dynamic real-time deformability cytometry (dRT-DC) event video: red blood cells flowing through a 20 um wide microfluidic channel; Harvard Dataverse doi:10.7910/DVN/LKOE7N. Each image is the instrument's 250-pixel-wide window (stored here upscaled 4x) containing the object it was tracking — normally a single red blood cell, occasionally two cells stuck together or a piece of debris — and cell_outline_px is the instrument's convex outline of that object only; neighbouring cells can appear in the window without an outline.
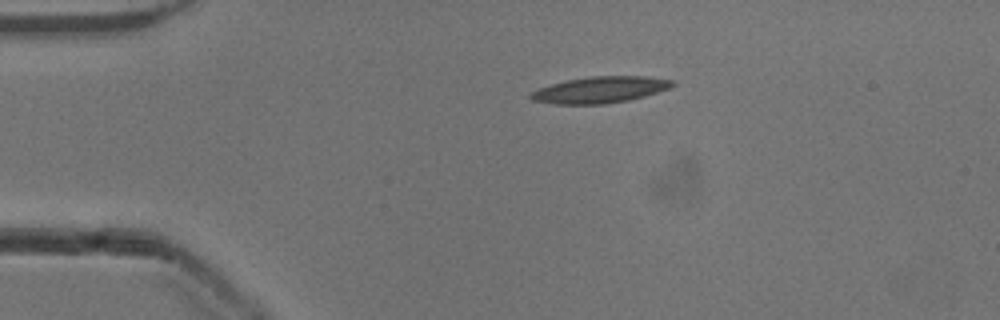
{"species": "common noctule bat (a hibernating species)", "species_latin": "Nyctalus noctula", "temperature_condition": "cold", "stored_images_in_passage": 43, "camera_frame_rate_fps": 3000, "um_per_image_px": 0.085, "animal": {"sex": "male", "body_mass_g": 13.3}, "frame": {"image": 1, "passage_image": 1, "time_ms": 0.0, "image_size_px": [1000, 320], "cell_outline_px": [[676, 84], [668, 88], [644, 96], [628, 100], [604, 104], [556, 104], [532, 100], [528, 96], [532, 92], [540, 88], [552, 84], [568, 80], [592, 76], [644, 76], [676, 80]], "centroid_in_image_um": [51.03, 7.63], "position_along_channel_um": 34.0, "area_um2": 21.56}}
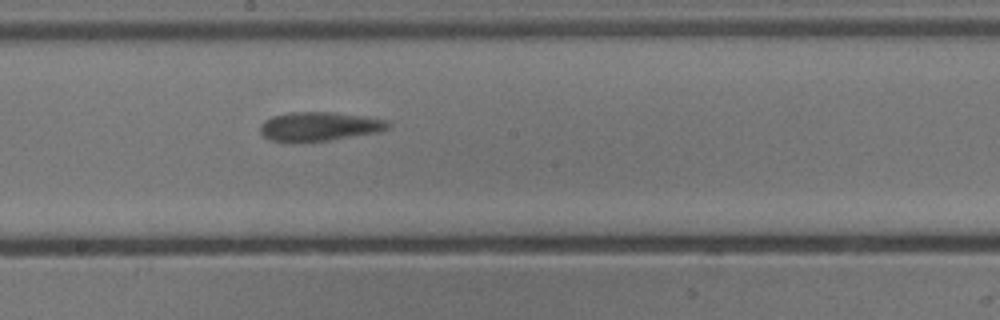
{"frame": {"image": 2, "passage_image": 19, "time_ms": 6.0, "image_size_px": [1000, 320], "cell_outline_px": [[388, 128], [380, 132], [328, 140], [268, 140], [260, 132], [260, 124], [264, 120], [272, 116], [288, 112], [332, 112], [364, 116], [388, 120]], "centroid_in_image_um": [27.14, 10.72], "position_along_channel_um": 221.1, "area_um2": 21.21}}
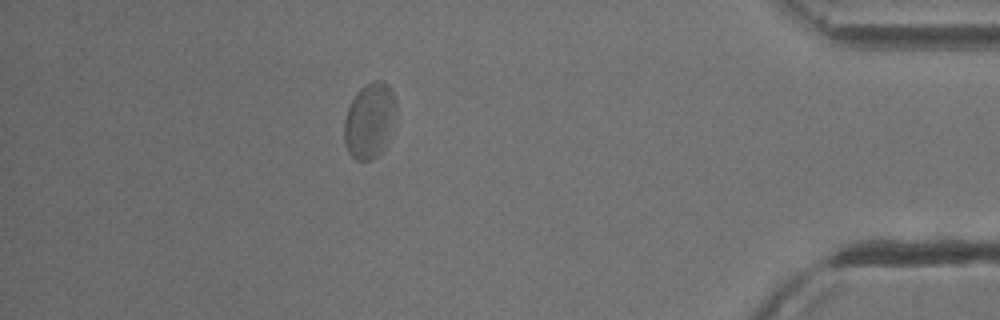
{"frame": {"image": 3, "passage_image": 37, "time_ms": 12.0, "image_size_px": [1000, 320], "cell_outline_px": [[396, 116], [384, 148], [372, 160], [356, 160], [348, 152], [344, 140], [344, 120], [348, 108], [352, 100], [360, 88], [372, 80], [384, 80], [388, 84], [392, 92], [396, 104]], "centroid_in_image_um": [31.42, 10.23], "position_along_channel_um": 403.8, "area_um2": 22.83}, "authors_computed_cell_mechanics": {"area_um2": 21.7328, "velocity_mm_per_s": 3.8403, "shape_relaxation_time_tau1_ms": null, "shape_relaxation_time_tau2_ms": 1.0122, "deformation_change_tau1": null, "deformation_change_tau2": 0.0616}}